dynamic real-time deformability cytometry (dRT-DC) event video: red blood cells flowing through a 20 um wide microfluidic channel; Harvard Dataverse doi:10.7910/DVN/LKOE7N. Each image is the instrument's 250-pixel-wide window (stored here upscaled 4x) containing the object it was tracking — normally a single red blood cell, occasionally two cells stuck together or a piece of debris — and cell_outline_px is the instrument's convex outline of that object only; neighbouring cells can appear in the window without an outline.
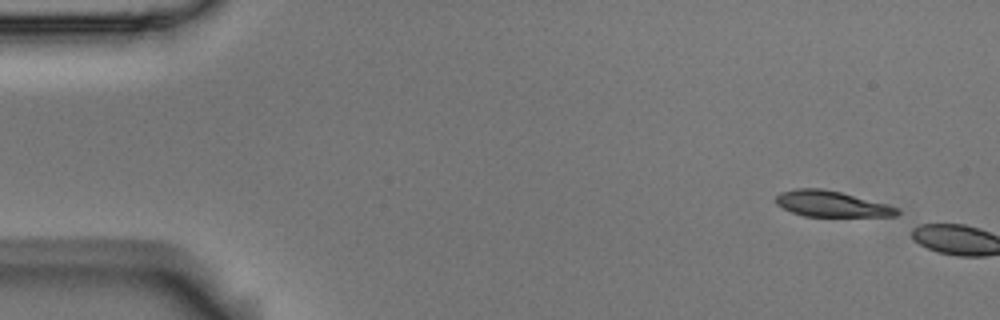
{"species": "Egyptian fruit bat (a non-hibernating species)", "species_latin": "Rousettus aegyptiacus", "temperature_condition": "room temperature", "stored_images_in_passage": 2, "camera_frame_rate_fps": 3000, "um_per_image_px": 0.085, "animal": {"sex": "male"}, "frame": {"image": 1, "passage_image": 1, "time_ms": 0.0, "image_size_px": [1000, 320], "cell_outline_px": [[900, 212], [896, 216], [804, 216], [792, 212], [776, 204], [776, 196], [780, 192], [796, 188], [820, 188], [840, 192], [888, 204], [900, 208]], "centroid_in_image_um": [70.69, 17.33], "position_along_channel_um": 14.3, "area_um2": 18.21}}